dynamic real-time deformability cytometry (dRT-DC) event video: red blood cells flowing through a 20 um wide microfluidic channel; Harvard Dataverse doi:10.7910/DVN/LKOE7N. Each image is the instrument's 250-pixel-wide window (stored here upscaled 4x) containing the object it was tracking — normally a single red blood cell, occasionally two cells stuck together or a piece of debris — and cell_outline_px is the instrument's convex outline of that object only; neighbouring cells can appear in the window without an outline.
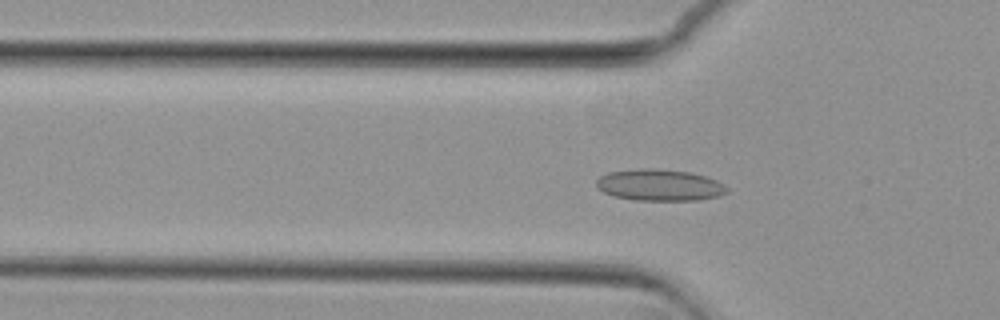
{"species": "common noctule bat (a hibernating species)", "species_latin": "Nyctalus noctula", "temperature_condition": "cold", "stored_images_in_passage": 56, "camera_frame_rate_fps": 3000, "um_per_image_px": 0.085, "animal": {"sex": "female", "body_mass_g": 29.2, "forearm_length_mm": 56.3}, "frame": {"image": 1, "passage_image": 17, "time_ms": 5.333, "image_size_px": [1000, 320], "cell_outline_px": [[728, 192], [720, 196], [700, 200], [636, 200], [612, 196], [596, 188], [596, 180], [600, 176], [608, 172], [640, 168], [656, 168], [688, 172], [704, 176], [716, 180], [724, 184], [728, 188]], "centroid_in_image_um": [56.05, 15.73], "position_along_channel_um": 69.7, "area_um2": 24.16}}
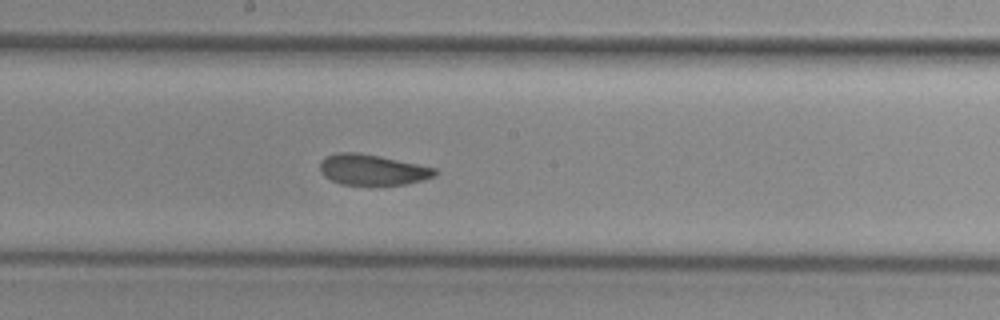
{"frame": {"image": 2, "passage_image": 29, "time_ms": 9.333, "image_size_px": [1000, 320], "cell_outline_px": [[440, 172], [436, 176], [424, 180], [404, 184], [340, 184], [324, 176], [320, 172], [320, 160], [324, 156], [336, 152], [360, 152], [380, 156], [436, 168]], "centroid_in_image_um": [31.65, 14.41], "position_along_channel_um": 216.6, "area_um2": 20.69}}
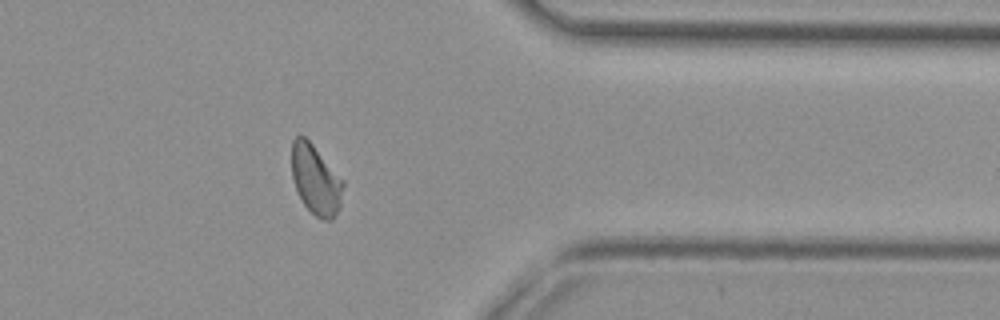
{"frame": {"image": 3, "passage_image": 44, "time_ms": 14.333, "image_size_px": [1000, 320], "cell_outline_px": [[344, 184], [340, 208], [332, 220], [324, 220], [316, 216], [304, 204], [296, 188], [292, 176], [292, 140], [296, 136], [304, 136], [312, 144], [344, 180]], "centroid_in_image_um": [26.86, 15.28], "position_along_channel_um": 384.5, "area_um2": 20.75}, "authors_computed_cell_mechanics": {"area_um2": 21.6172, "velocity_mm_per_s": 3.6629, "shape_relaxation_time_tau1_ms": null, "shape_relaxation_time_tau2_ms": 1.3556, "deformation_change_tau1": null, "deformation_change_tau2": 0.0573}}